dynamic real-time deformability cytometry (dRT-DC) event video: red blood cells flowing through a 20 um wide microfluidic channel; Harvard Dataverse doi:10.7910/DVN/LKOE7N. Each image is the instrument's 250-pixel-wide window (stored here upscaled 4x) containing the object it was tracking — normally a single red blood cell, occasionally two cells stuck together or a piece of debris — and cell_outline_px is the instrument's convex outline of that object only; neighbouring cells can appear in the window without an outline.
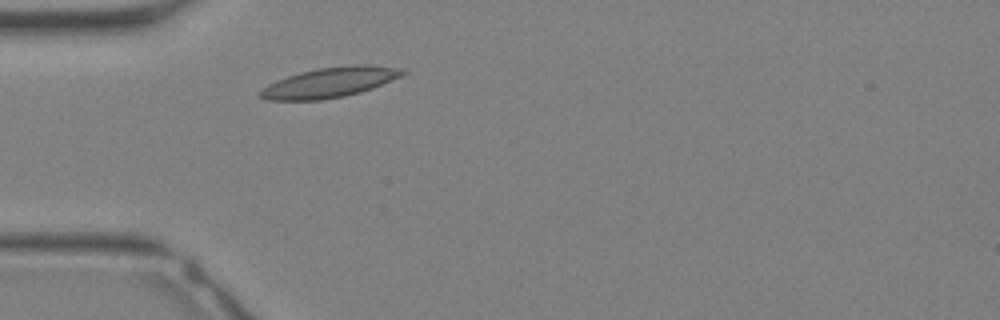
{"species": "Egyptian fruit bat (a non-hibernating species)", "species_latin": "Rousettus aegyptiacus", "temperature_condition": "warm", "stored_images_in_passage": 24, "camera_frame_rate_fps": 3000, "um_per_image_px": 0.085, "animal": {"sex": "female"}, "frame": {"image": 1, "passage_image": 1, "time_ms": 0.0, "image_size_px": [1000, 320], "cell_outline_px": [[408, 72], [400, 76], [372, 88], [360, 92], [344, 96], [320, 100], [268, 100], [260, 96], [256, 92], [268, 84], [276, 80], [300, 72], [316, 68], [352, 64], [368, 64], [400, 68]], "centroid_in_image_um": [28.0, 6.99], "position_along_channel_um": 57.0, "area_um2": 24.97}}
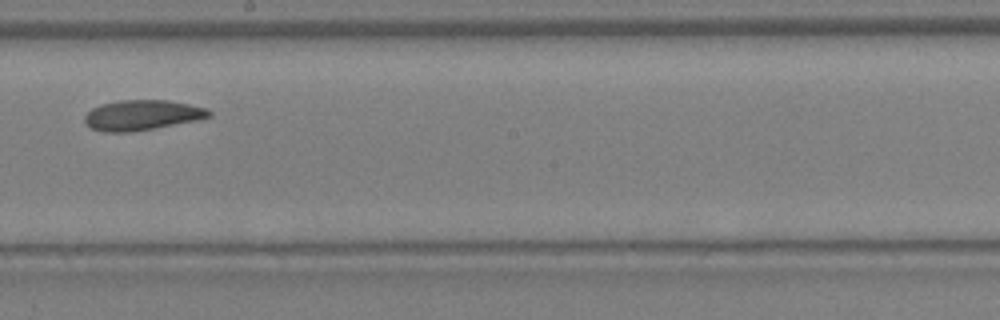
{"frame": {"image": 2, "passage_image": 10, "time_ms": 3.0, "image_size_px": [1000, 320], "cell_outline_px": [[212, 116], [196, 120], [132, 132], [104, 132], [88, 128], [84, 120], [84, 116], [92, 108], [100, 104], [120, 100], [168, 100], [208, 108], [212, 112]], "centroid_in_image_um": [12.05, 9.78], "position_along_channel_um": 236.2, "area_um2": 21.96}}
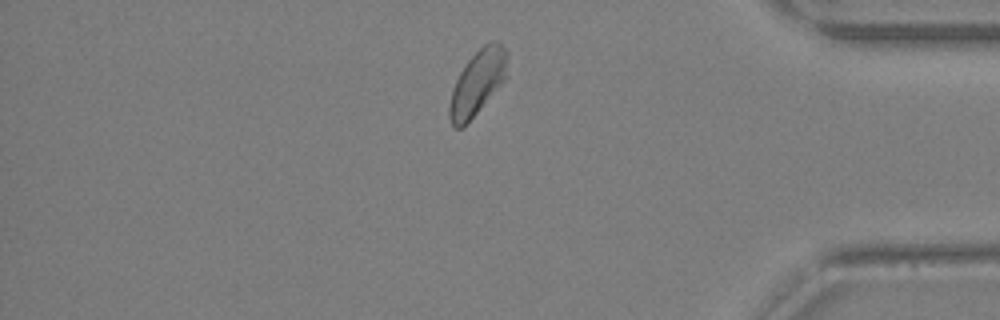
{"frame": {"image": 3, "passage_image": 19, "time_ms": 6.0, "image_size_px": [1000, 320], "cell_outline_px": [[508, 56], [504, 80], [476, 112], [460, 128], [456, 128], [452, 124], [448, 116], [448, 108], [452, 88], [460, 72], [468, 60], [484, 44], [496, 40], [500, 40], [508, 52]], "centroid_in_image_um": [40.58, 6.96], "position_along_channel_um": 394.6, "area_um2": 21.33}}